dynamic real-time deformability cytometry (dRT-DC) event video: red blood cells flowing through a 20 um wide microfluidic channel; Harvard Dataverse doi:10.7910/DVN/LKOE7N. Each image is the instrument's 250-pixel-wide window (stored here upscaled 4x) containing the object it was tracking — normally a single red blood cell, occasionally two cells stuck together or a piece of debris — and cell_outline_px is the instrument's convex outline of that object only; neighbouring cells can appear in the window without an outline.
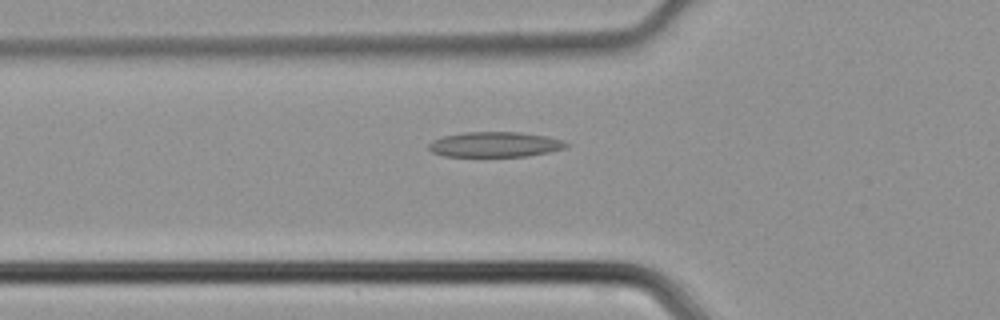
{"species": "common noctule bat (a hibernating species)", "species_latin": "Nyctalus noctula", "temperature_condition": "cold", "stored_images_in_passage": 28, "camera_frame_rate_fps": 3000, "um_per_image_px": 0.085, "animal": {"sex": "male", "body_mass_g": 21.5, "forearm_length_mm": 52.0}, "frame": {"image": 1, "passage_image": 6, "time_ms": 1.667, "image_size_px": [1000, 320], "cell_outline_px": [[572, 144], [564, 148], [548, 152], [528, 156], [444, 156], [432, 152], [428, 148], [428, 144], [432, 140], [444, 136], [464, 132], [520, 132], [544, 136], [560, 140]], "centroid_in_image_um": [42.05, 12.28], "position_along_channel_um": 83.8, "area_um2": 20.06}}
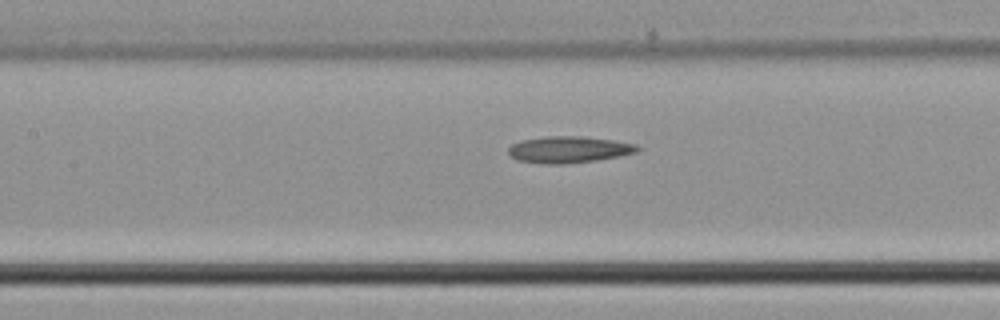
{"frame": {"image": 2, "passage_image": 11, "time_ms": 3.333, "image_size_px": [1000, 320], "cell_outline_px": [[640, 148], [636, 152], [620, 156], [596, 160], [564, 164], [544, 164], [516, 160], [508, 152], [508, 148], [512, 144], [520, 140], [544, 136], [584, 136], [612, 140], [636, 144]], "centroid_in_image_um": [48.32, 12.71], "position_along_channel_um": 159.1, "area_um2": 20.06}}
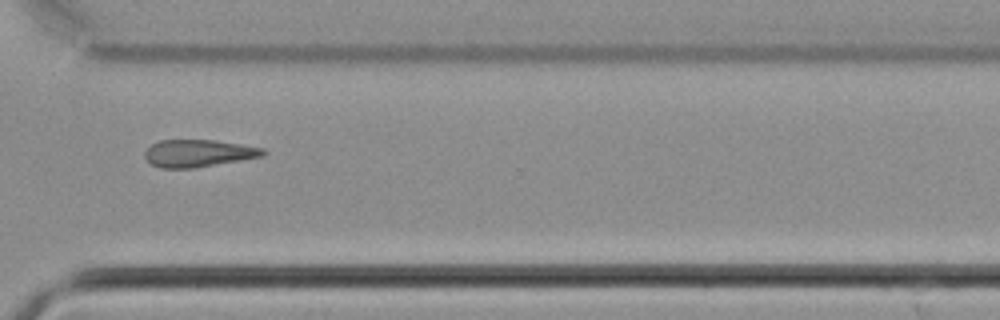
{"frame": {"image": 3, "passage_image": 24, "time_ms": 7.667, "image_size_px": [1000, 320], "cell_outline_px": [[268, 152], [264, 156], [192, 168], [160, 168], [152, 164], [144, 156], [144, 152], [152, 144], [160, 140], [216, 140], [264, 148]], "centroid_in_image_um": [16.87, 13.02], "position_along_channel_um": 353.7, "area_um2": 18.73}}